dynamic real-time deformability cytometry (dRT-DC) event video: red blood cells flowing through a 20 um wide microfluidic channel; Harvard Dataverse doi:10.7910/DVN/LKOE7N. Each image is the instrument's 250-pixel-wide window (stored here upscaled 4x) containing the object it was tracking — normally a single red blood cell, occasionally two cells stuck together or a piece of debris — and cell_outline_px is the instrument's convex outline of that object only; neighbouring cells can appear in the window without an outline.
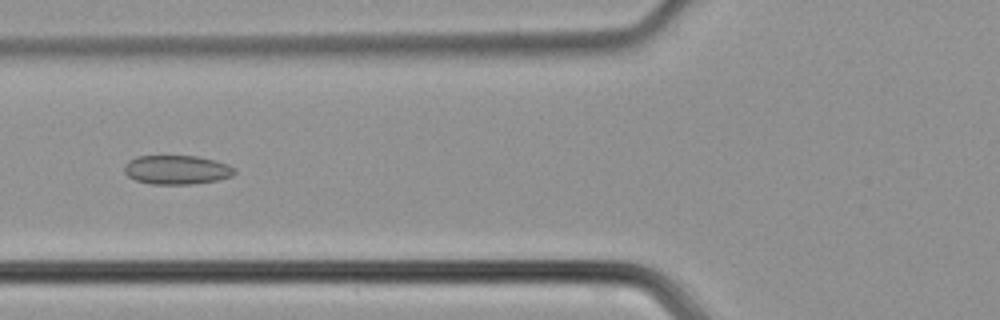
{"species": "common noctule bat (a hibernating species)", "species_latin": "Nyctalus noctula", "temperature_condition": "cold", "stored_images_in_passage": 34, "camera_frame_rate_fps": 3000, "um_per_image_px": 0.085, "animal": {"sex": "male", "body_mass_g": 21.5, "forearm_length_mm": 52.0}, "frame": {"image": 1, "passage_image": 5, "time_ms": 1.333, "image_size_px": [1000, 320], "cell_outline_px": [[236, 172], [232, 176], [216, 180], [192, 184], [152, 184], [136, 180], [128, 176], [124, 172], [124, 164], [128, 160], [136, 156], [196, 156], [216, 160], [228, 164], [236, 168]], "centroid_in_image_um": [15.02, 14.42], "position_along_channel_um": 110.8, "area_um2": 18.79}}
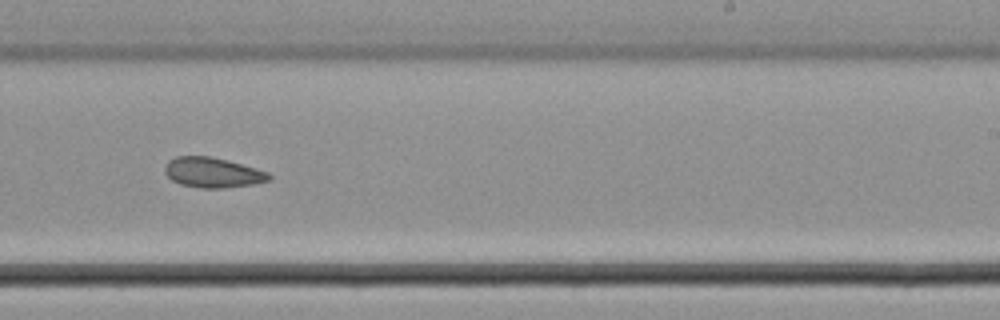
{"frame": {"image": 2, "passage_image": 16, "time_ms": 5.0, "image_size_px": [1000, 320], "cell_outline_px": [[272, 180], [252, 184], [224, 188], [204, 188], [180, 184], [172, 180], [164, 172], [164, 168], [168, 160], [176, 156], [208, 156], [228, 160], [268, 172], [272, 176]], "centroid_in_image_um": [18.08, 14.66], "position_along_channel_um": 270.9, "area_um2": 18.26}}
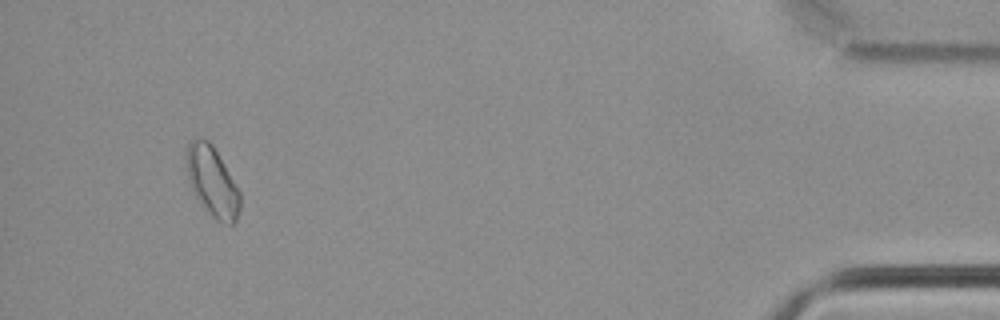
{"frame": {"image": 3, "passage_image": 31, "time_ms": 10.0, "image_size_px": [1000, 320], "cell_outline_px": [[240, 208], [236, 220], [232, 224], [228, 224], [216, 220], [212, 216], [196, 196], [192, 188], [188, 176], [184, 160], [184, 156], [188, 144], [196, 136], [208, 140], [212, 144], [240, 192]], "centroid_in_image_um": [18.02, 15.39], "position_along_channel_um": 417.2, "area_um2": 21.62}}